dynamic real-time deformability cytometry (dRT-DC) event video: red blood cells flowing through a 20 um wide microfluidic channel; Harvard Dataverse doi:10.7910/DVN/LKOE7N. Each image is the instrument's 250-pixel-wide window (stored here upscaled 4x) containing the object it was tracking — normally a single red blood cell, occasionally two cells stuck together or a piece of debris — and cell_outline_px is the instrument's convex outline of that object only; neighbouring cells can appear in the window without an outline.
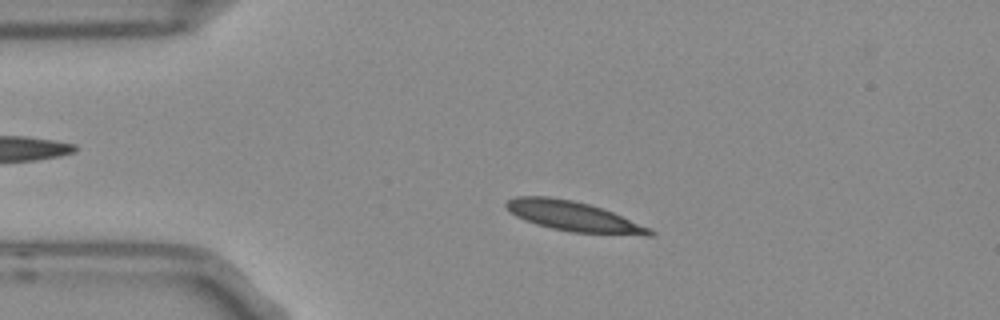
{"species": "Egyptian fruit bat (a non-hibernating species)", "species_latin": "Rousettus aegyptiacus", "temperature_condition": "room temperature", "stored_images_in_passage": 53, "camera_frame_rate_fps": 3000, "um_per_image_px": 0.085, "frame": {"image": 1, "passage_image": 10, "time_ms": 3.0, "image_size_px": [1000, 320], "cell_outline_px": [[656, 232], [652, 236], [644, 236], [572, 232], [552, 228], [536, 224], [524, 220], [516, 216], [504, 204], [508, 200], [516, 196], [548, 196], [572, 200], [588, 204], [612, 212], [652, 228]], "centroid_in_image_um": [48.8, 18.4], "position_along_channel_um": 36.2, "area_um2": 24.97}}
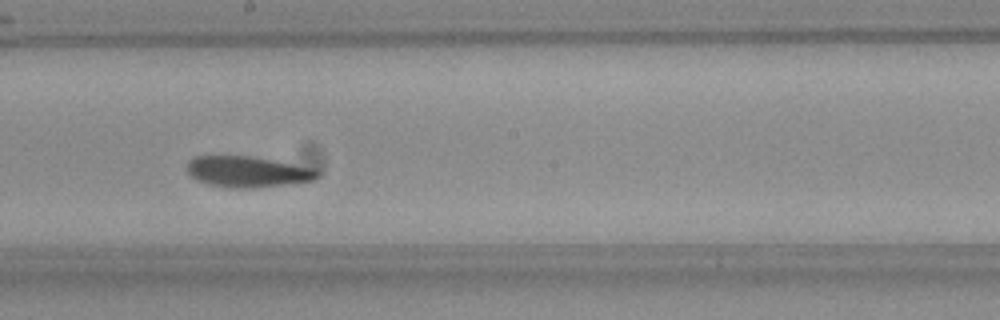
{"frame": {"image": 2, "passage_image": 28, "time_ms": 9.0, "image_size_px": [1000, 320], "cell_outline_px": [[320, 176], [312, 180], [292, 184], [256, 188], [228, 188], [208, 184], [188, 176], [188, 160], [192, 156], [252, 156], [320, 168]], "centroid_in_image_um": [21.1, 14.6], "position_along_channel_um": 227.1, "area_um2": 24.1}}
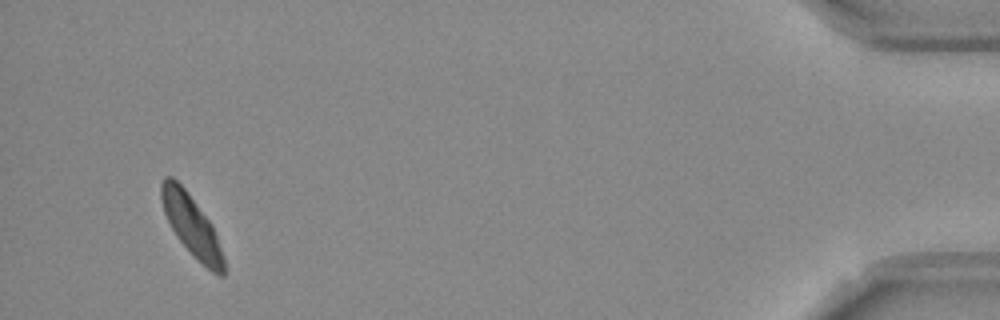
{"frame": {"image": 3, "passage_image": 50, "time_ms": 16.333, "image_size_px": [1000, 320], "cell_outline_px": [[228, 272], [224, 276], [220, 276], [212, 272], [176, 236], [164, 212], [160, 196], [160, 184], [164, 176], [172, 176], [184, 188], [212, 224], [224, 256]], "centroid_in_image_um": [16.31, 19.17], "position_along_channel_um": 418.9, "area_um2": 21.85}, "authors_computed_cell_mechanics": {"area_um2": 23.8714, "velocity_mm_per_s": 3.7118, "shape_relaxation_time_tau1_ms": 6.1053, "shape_relaxation_time_tau2_ms": 1.9659, "deformation_change_tau1": 0.1398, "deformation_change_tau2": 0.0496}}